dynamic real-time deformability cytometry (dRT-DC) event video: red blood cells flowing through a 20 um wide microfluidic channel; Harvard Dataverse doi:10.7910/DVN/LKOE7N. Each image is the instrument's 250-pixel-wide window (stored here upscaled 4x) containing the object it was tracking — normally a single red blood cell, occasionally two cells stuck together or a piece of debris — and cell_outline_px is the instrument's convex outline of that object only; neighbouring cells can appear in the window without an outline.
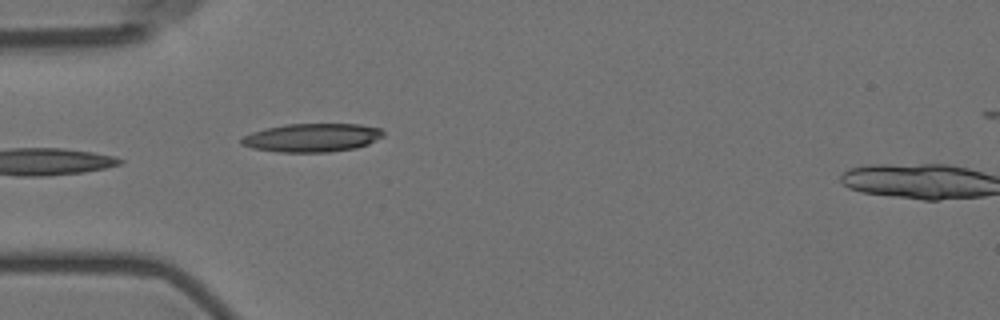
{"species": "Egyptian fruit bat (a non-hibernating species)", "species_latin": "Rousettus aegyptiacus", "temperature_condition": "room temperature", "stored_images_in_passage": 3, "camera_frame_rate_fps": 3000, "um_per_image_px": 0.085, "animal": {"sex": "female"}, "frame": {"image": 1, "passage_image": 2, "time_ms": 1.0, "image_size_px": [1000, 320], "cell_outline_px": [[384, 136], [368, 144], [356, 148], [328, 152], [280, 152], [252, 148], [240, 144], [240, 140], [244, 136], [252, 132], [264, 128], [284, 124], [360, 124], [380, 128], [384, 132]], "centroid_in_image_um": [26.52, 11.7], "position_along_channel_um": 58.5, "area_um2": 23.64}}